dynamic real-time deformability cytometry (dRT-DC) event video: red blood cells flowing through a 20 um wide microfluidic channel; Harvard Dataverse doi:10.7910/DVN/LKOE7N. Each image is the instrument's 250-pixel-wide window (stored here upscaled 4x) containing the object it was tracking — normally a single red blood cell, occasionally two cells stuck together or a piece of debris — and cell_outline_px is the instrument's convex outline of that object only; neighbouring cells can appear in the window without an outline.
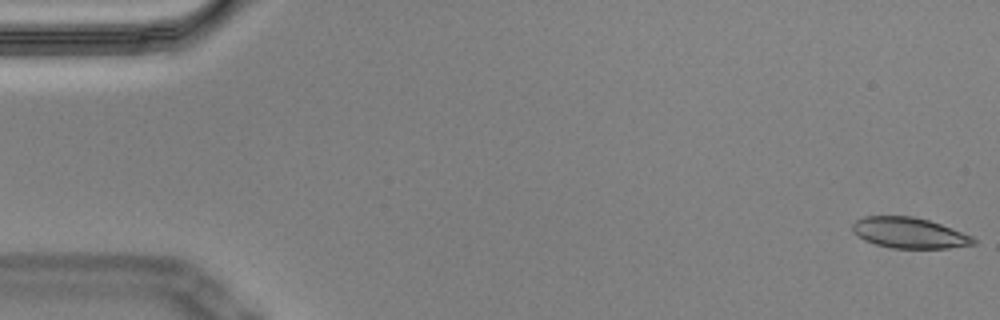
{"species": "Egyptian fruit bat (a non-hibernating species)", "species_latin": "Rousettus aegyptiacus", "temperature_condition": "cold", "stored_images_in_passage": 56, "camera_frame_rate_fps": 3000, "um_per_image_px": 0.085, "animal": {"sex": "male"}, "frame": {"image": 1, "passage_image": 1, "time_ms": 0.0, "image_size_px": [1000, 320], "cell_outline_px": [[976, 244], [948, 248], [892, 248], [876, 244], [864, 240], [856, 236], [852, 232], [852, 224], [856, 220], [864, 216], [912, 216], [928, 220], [940, 224], [972, 236], [976, 240]], "centroid_in_image_um": [77.25, 19.79], "position_along_channel_um": 7.8, "area_um2": 21.62}}
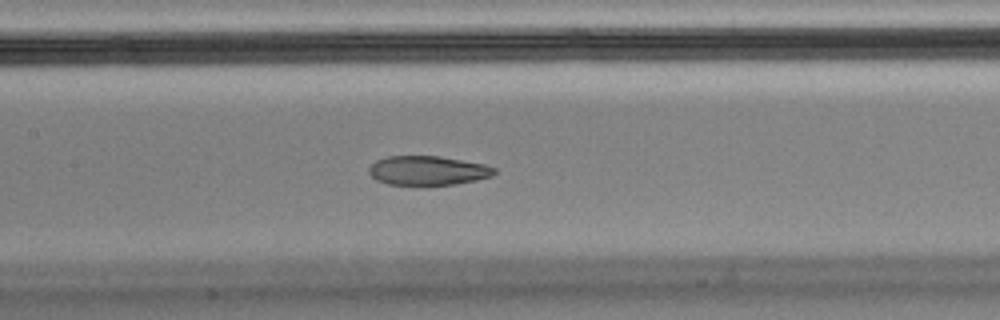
{"frame": {"image": 2, "passage_image": 26, "time_ms": 8.333, "image_size_px": [1000, 320], "cell_outline_px": [[496, 172], [492, 176], [476, 180], [456, 184], [388, 184], [376, 180], [368, 172], [368, 168], [376, 160], [388, 156], [440, 156], [484, 164], [496, 168]], "centroid_in_image_um": [36.36, 14.48], "position_along_channel_um": 171.0, "area_um2": 21.21}}
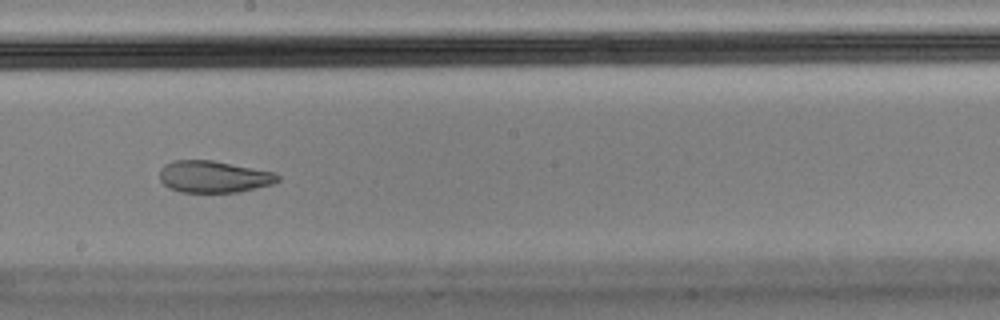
{"frame": {"image": 3, "passage_image": 31, "time_ms": 10.0, "image_size_px": [1000, 320], "cell_outline_px": [[280, 180], [272, 184], [240, 192], [180, 192], [168, 188], [160, 180], [160, 168], [164, 164], [172, 160], [212, 160], [276, 172], [280, 176]], "centroid_in_image_um": [18.16, 15.01], "position_along_channel_um": 230.0, "area_um2": 22.14}, "authors_computed_cell_mechanics": {"area_um2": 23.0622, "velocity_mm_per_s": 3.5577, "shape_relaxation_time_tau1_ms": null, "shape_relaxation_time_tau2_ms": 2.0393, "deformation_change_tau1": null, "deformation_change_tau2": 0.071}}